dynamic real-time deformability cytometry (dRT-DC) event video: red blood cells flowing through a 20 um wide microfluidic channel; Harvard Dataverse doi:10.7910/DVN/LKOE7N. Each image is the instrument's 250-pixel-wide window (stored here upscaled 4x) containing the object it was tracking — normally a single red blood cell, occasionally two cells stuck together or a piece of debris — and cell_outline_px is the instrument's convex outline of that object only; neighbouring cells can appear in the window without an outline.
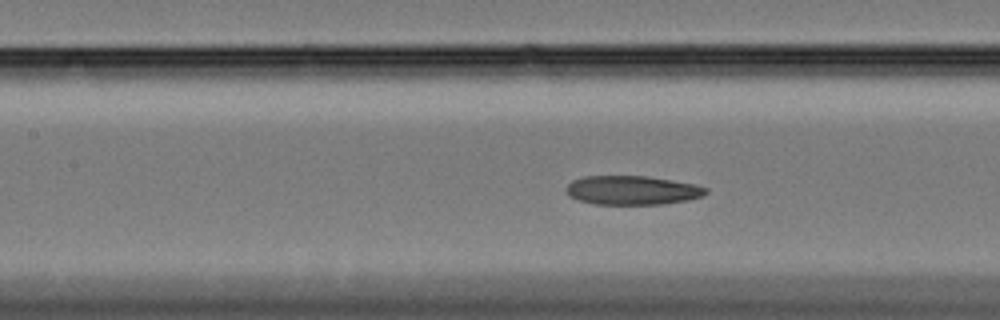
{"species": "Egyptian fruit bat (a non-hibernating species)", "species_latin": "Rousettus aegyptiacus", "temperature_condition": "cold", "stored_images_in_passage": 61, "camera_frame_rate_fps": 3000, "um_per_image_px": 0.085, "animal": {"sex": "female"}, "frame": {"image": 1, "passage_image": 28, "time_ms": 9.0, "image_size_px": [1000, 320], "cell_outline_px": [[708, 192], [700, 196], [688, 200], [664, 204], [596, 204], [580, 200], [568, 196], [564, 188], [572, 180], [584, 176], [648, 176], [672, 180], [692, 184], [708, 188]], "centroid_in_image_um": [53.7, 16.17], "position_along_channel_um": 153.7, "area_um2": 23.58}}
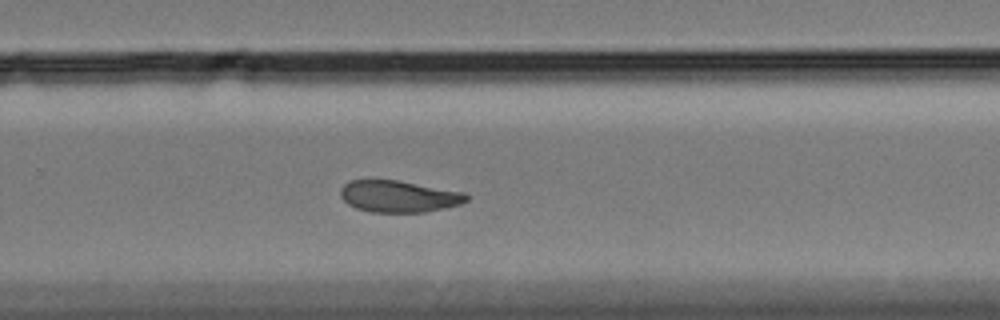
{"frame": {"image": 2, "passage_image": 41, "time_ms": 13.333, "image_size_px": [1000, 320], "cell_outline_px": [[468, 200], [460, 204], [444, 208], [424, 212], [368, 212], [356, 208], [348, 204], [340, 196], [340, 188], [348, 180], [396, 180], [464, 192], [468, 196]], "centroid_in_image_um": [33.86, 16.69], "position_along_channel_um": 295.9, "area_um2": 23.24}}
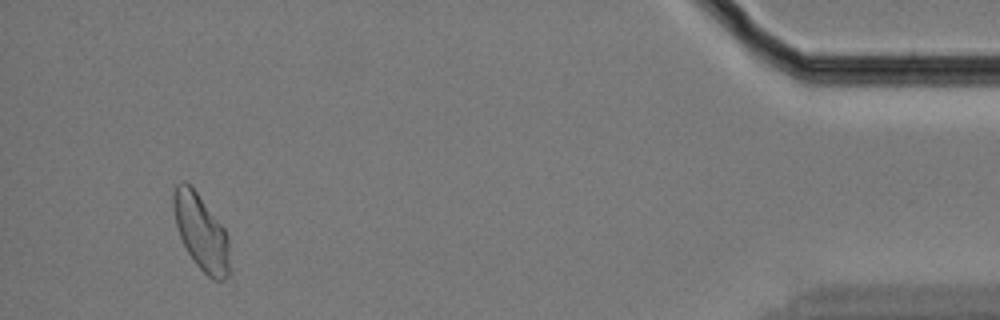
{"frame": {"image": 3, "passage_image": 58, "time_ms": 19.0, "image_size_px": [1000, 320], "cell_outline_px": [[232, 272], [224, 280], [212, 280], [196, 264], [188, 252], [180, 236], [176, 224], [172, 204], [172, 192], [176, 184], [184, 180], [196, 192], [224, 228], [228, 236]], "centroid_in_image_um": [17.12, 19.78], "position_along_channel_um": 418.1, "area_um2": 24.91}, "authors_computed_cell_mechanics": {"area_um2": 24.6228, "velocity_mm_per_s": 3.2956, "shape_relaxation_time_tau1_ms": null, "shape_relaxation_time_tau2_ms": 3.9621, "deformation_change_tau1": null, "deformation_change_tau2": 0.0981}}